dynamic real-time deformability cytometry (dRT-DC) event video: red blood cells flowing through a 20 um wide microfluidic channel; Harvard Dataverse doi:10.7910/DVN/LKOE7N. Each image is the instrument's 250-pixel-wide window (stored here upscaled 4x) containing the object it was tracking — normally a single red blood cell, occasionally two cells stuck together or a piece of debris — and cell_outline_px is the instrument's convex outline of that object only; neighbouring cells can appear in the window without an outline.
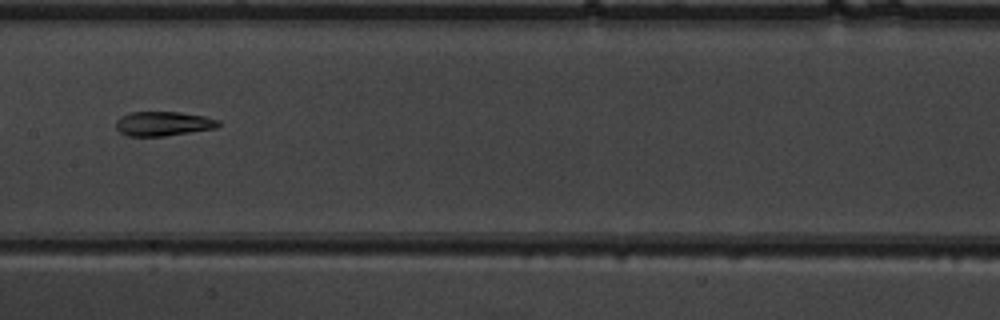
{"species": "common noctule bat (a hibernating species)", "species_latin": "Nyctalus noctula", "temperature_condition": "warm", "stored_images_in_passage": 32, "camera_frame_rate_fps": 3000, "um_per_image_px": 0.085, "animal": {"sex": "male", "body_mass_g": 19.5, "forearm_length_mm": 54.6}, "frame": {"image": 1, "passage_image": 10, "time_ms": 3.0, "image_size_px": [1000, 320], "cell_outline_px": [[220, 124], [216, 128], [164, 136], [128, 136], [120, 132], [116, 128], [116, 120], [120, 116], [132, 112], [176, 112], [204, 116], [220, 120]], "centroid_in_image_um": [13.86, 10.51], "position_along_channel_um": 193.5, "area_um2": 14.51}}